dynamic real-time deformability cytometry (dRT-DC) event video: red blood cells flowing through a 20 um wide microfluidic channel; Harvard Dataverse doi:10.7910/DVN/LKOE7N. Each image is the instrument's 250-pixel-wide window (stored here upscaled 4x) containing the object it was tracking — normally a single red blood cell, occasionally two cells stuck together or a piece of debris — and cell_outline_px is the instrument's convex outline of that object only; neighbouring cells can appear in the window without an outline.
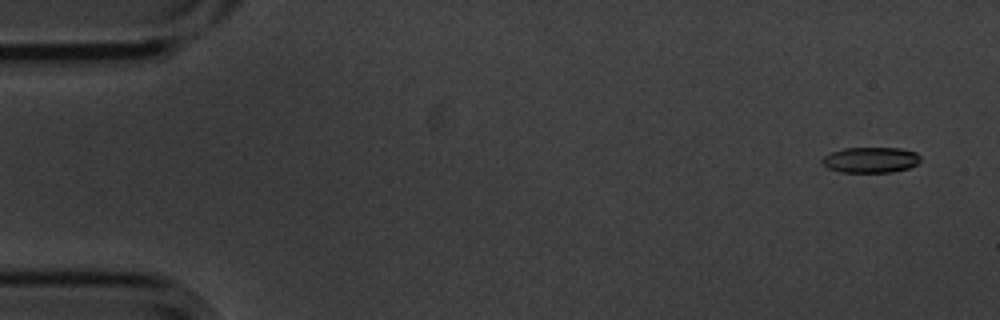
{"species": "common noctule bat (a hibernating species)", "species_latin": "Nyctalus noctula", "temperature_condition": "cold", "stored_images_in_passage": 5, "camera_frame_rate_fps": 3000, "um_per_image_px": 0.085, "animal": {"sex": "male", "body_mass_g": 20.1, "forearm_length_mm": 53.5}, "frame": {"image": 1, "passage_image": 1, "time_ms": 0.0, "image_size_px": [1000, 320], "cell_outline_px": [[920, 160], [916, 164], [908, 168], [892, 172], [840, 172], [828, 168], [820, 160], [824, 156], [832, 152], [844, 148], [900, 148], [916, 152], [920, 156]], "centroid_in_image_um": [74.0, 13.59], "position_along_channel_um": 11.0, "area_um2": 14.62}}
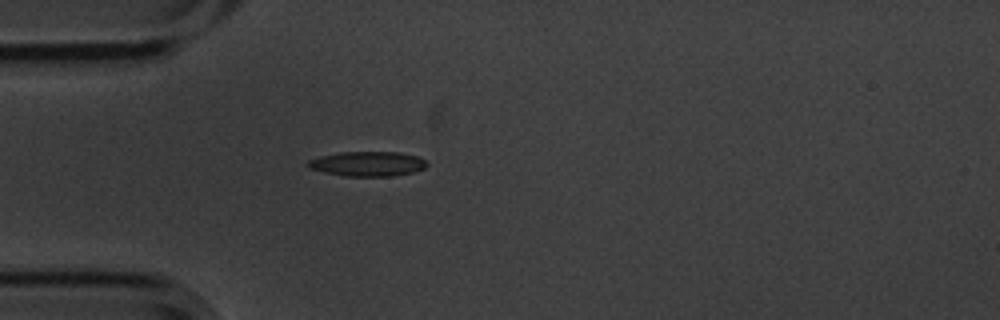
{"frame": {"image": 2, "passage_image": 5, "time_ms": 1.333, "image_size_px": [1000, 320], "cell_outline_px": [[428, 164], [424, 168], [412, 172], [392, 176], [344, 176], [324, 172], [308, 168], [304, 164], [308, 160], [320, 156], [340, 152], [396, 152], [416, 156], [424, 160]], "centroid_in_image_um": [31.18, 13.92], "position_along_channel_um": 53.8, "area_um2": 17.11}}